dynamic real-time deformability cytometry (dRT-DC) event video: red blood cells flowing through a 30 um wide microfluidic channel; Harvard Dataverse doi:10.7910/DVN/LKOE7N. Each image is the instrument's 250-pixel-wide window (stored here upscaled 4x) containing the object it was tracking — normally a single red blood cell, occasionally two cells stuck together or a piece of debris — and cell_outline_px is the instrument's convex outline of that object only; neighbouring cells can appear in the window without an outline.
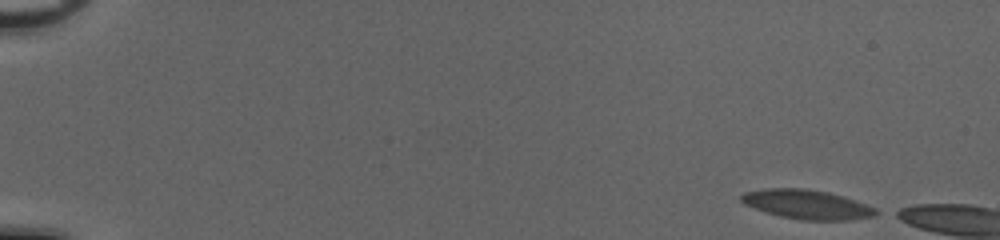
{"species": "common noctule bat (a hibernating species)", "species_latin": "Nyctalus noctula", "temperature_condition": "cold", "stored_images_in_passage": 6, "camera_frame_rate_fps": 3000, "um_per_image_px": 0.085, "animal": {"sex": "female", "body_mass_g": 20.0, "forearm_length_mm": 54.0}, "frame": {"image": 1, "passage_image": 1, "time_ms": 0.0, "image_size_px": [1000, 240], "cell_outline_px": [[880, 212], [872, 216], [848, 220], [800, 220], [780, 216], [744, 204], [740, 200], [740, 196], [744, 192], [768, 188], [804, 188], [828, 192], [876, 208]], "centroid_in_image_um": [68.56, 17.37], "position_along_channel_um": 16.4, "area_um2": 22.6}}